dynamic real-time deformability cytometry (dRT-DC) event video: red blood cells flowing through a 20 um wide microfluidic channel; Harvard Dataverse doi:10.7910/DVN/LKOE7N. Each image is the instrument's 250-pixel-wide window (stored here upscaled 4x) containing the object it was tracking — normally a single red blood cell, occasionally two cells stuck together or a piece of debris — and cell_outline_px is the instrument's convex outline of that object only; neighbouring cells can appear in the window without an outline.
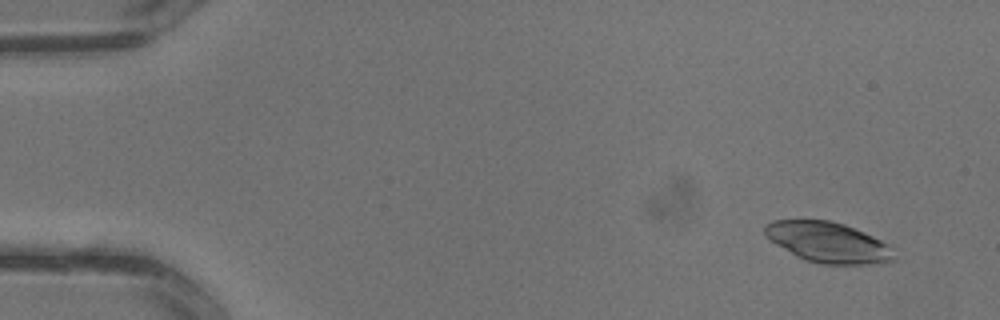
{"species": "common noctule bat (a hibernating species)", "species_latin": "Nyctalus noctula", "temperature_condition": "warm", "stored_images_in_passage": 3, "camera_frame_rate_fps": 3000, "um_per_image_px": 0.085, "animal": {"sex": "male", "body_mass_g": 13.3}, "frame": {"image": 1, "passage_image": 1, "time_ms": 0.0, "image_size_px": [1000, 320], "cell_outline_px": [[896, 260], [880, 264], [824, 264], [804, 260], [796, 256], [776, 244], [764, 236], [764, 224], [772, 220], [828, 220], [844, 224], [864, 232], [896, 248]], "centroid_in_image_um": [70.42, 20.61], "position_along_channel_um": 14.6, "area_um2": 30.87}}
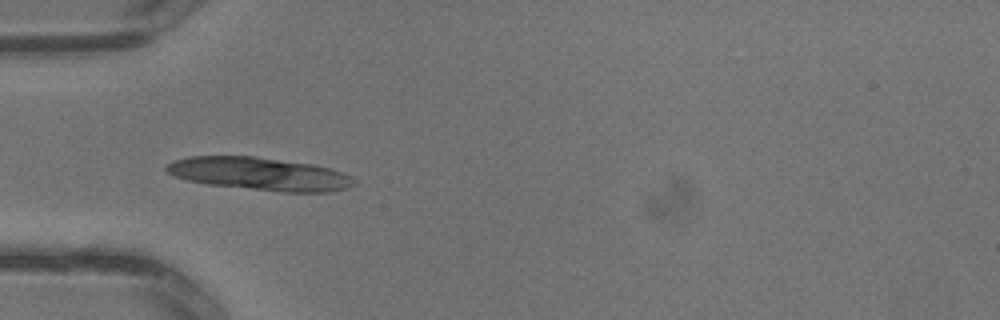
{"frame": {"image": 2, "passage_image": 3, "time_ms": 0.667, "image_size_px": [1000, 320], "cell_outline_px": [[360, 184], [348, 188], [328, 192], [284, 192], [208, 184], [188, 180], [176, 176], [168, 172], [164, 168], [172, 160], [192, 156], [256, 156], [312, 164], [344, 172], [352, 176]], "centroid_in_image_um": [22.14, 14.78], "position_along_channel_um": 62.9, "area_um2": 36.07}}